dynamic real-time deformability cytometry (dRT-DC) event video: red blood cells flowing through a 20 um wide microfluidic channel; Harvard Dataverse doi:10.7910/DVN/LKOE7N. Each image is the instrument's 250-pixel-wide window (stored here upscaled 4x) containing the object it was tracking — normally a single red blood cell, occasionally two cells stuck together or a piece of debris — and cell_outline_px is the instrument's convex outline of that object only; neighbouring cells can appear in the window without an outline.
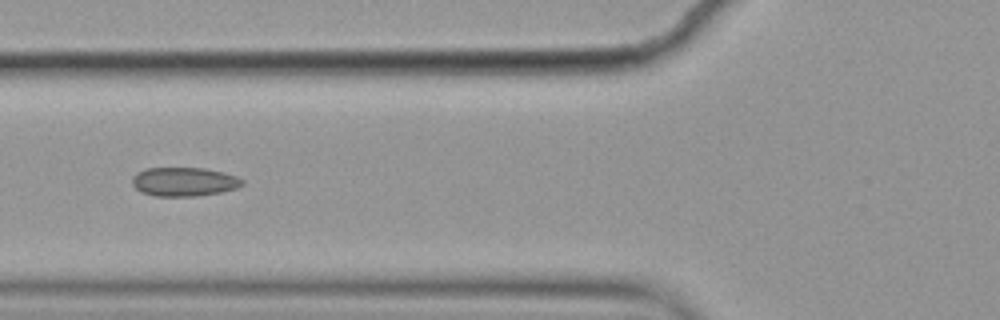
{"species": "common noctule bat (a hibernating species)", "species_latin": "Nyctalus noctula", "temperature_condition": "cold", "stored_images_in_passage": 10, "camera_frame_rate_fps": 3000, "um_per_image_px": 0.085, "animal": {"sex": "female", "body_mass_g": 19.9}, "frame": {"image": 1, "passage_image": 6, "time_ms": 1.667, "image_size_px": [1000, 320], "cell_outline_px": [[244, 184], [236, 188], [220, 192], [196, 196], [156, 196], [144, 192], [136, 188], [132, 184], [132, 176], [136, 172], [144, 168], [204, 168], [224, 172], [236, 176], [244, 180]], "centroid_in_image_um": [15.64, 15.43], "position_along_channel_um": 110.2, "area_um2": 18.55}}
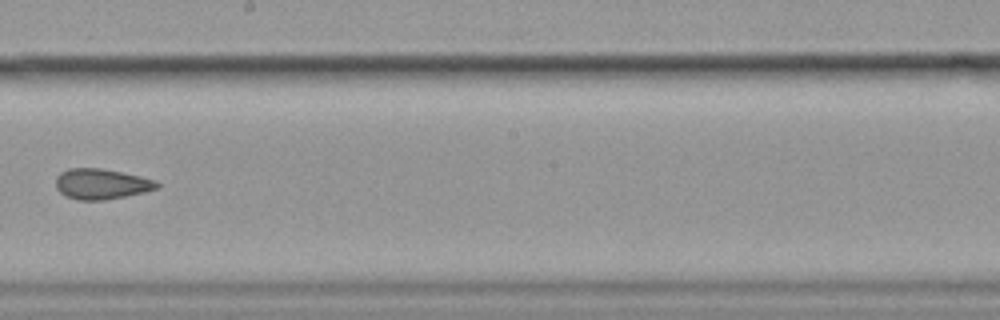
{"frame": {"image": 2, "passage_image": 9, "time_ms": 2.667, "image_size_px": [1000, 320], "cell_outline_px": [[160, 188], [144, 192], [104, 200], [76, 200], [64, 196], [56, 188], [56, 176], [60, 172], [68, 168], [100, 168], [140, 176], [156, 180], [160, 184]], "centroid_in_image_um": [8.6, 15.64], "position_along_channel_um": 239.6, "area_um2": 18.09}}
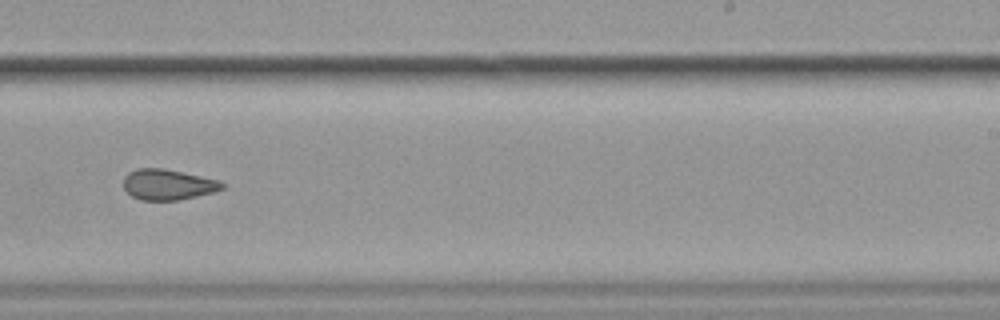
{"frame": {"image": 3, "passage_image": 10, "time_ms": 3.0, "image_size_px": [1000, 320], "cell_outline_px": [[228, 184], [224, 188], [212, 192], [180, 200], [140, 200], [132, 196], [124, 188], [124, 176], [128, 172], [136, 168], [164, 168], [220, 180]], "centroid_in_image_um": [14.29, 15.68], "position_along_channel_um": 274.7, "area_um2": 17.74}}